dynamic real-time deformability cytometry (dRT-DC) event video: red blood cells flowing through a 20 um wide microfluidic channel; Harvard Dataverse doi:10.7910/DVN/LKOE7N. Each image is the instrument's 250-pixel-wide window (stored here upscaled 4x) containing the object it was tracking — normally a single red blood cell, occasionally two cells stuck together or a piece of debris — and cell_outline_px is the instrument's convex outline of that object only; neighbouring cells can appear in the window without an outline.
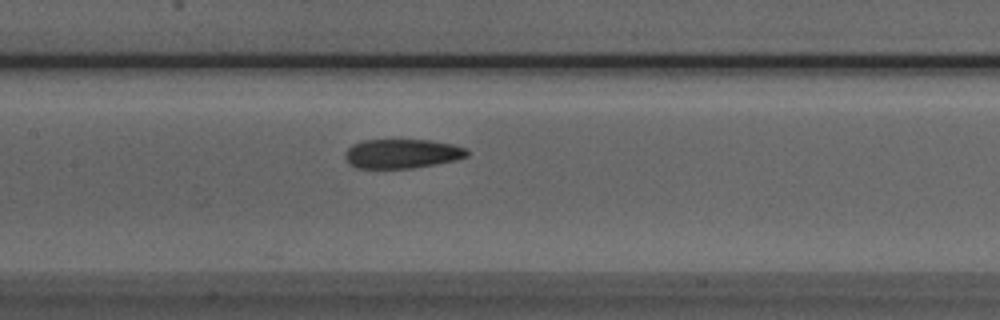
{"species": "Egyptian fruit bat (a non-hibernating species)", "species_latin": "Rousettus aegyptiacus", "temperature_condition": "room temperature", "stored_images_in_passage": 35, "camera_frame_rate_fps": 3000, "um_per_image_px": 0.085, "animal": {"sex": "male"}, "frame": {"image": 1, "passage_image": 13, "time_ms": 4.0, "image_size_px": [1000, 320], "cell_outline_px": [[468, 156], [456, 160], [412, 168], [356, 168], [348, 164], [344, 156], [344, 152], [352, 144], [364, 140], [432, 140], [452, 144], [464, 148], [468, 152]], "centroid_in_image_um": [34.13, 13.06], "position_along_channel_um": 173.3, "area_um2": 20.87}}
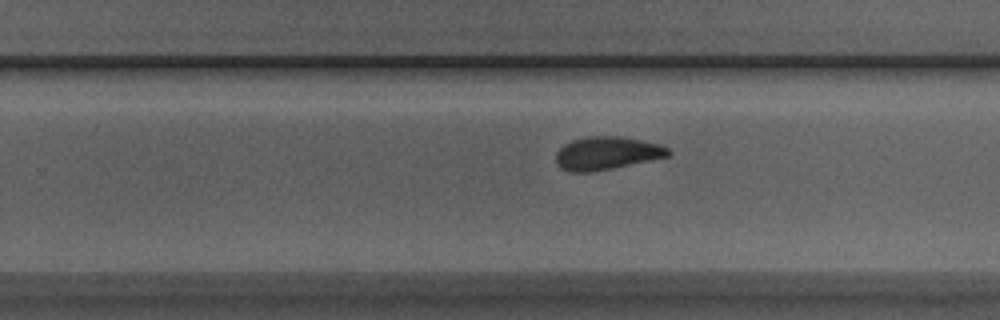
{"frame": {"image": 2, "passage_image": 21, "time_ms": 6.667, "image_size_px": [1000, 320], "cell_outline_px": [[672, 152], [668, 156], [612, 168], [588, 172], [568, 172], [560, 168], [556, 164], [556, 152], [564, 144], [572, 140], [584, 136], [620, 136], [660, 144], [668, 148]], "centroid_in_image_um": [51.53, 13.01], "position_along_channel_um": 278.3, "area_um2": 21.62}}
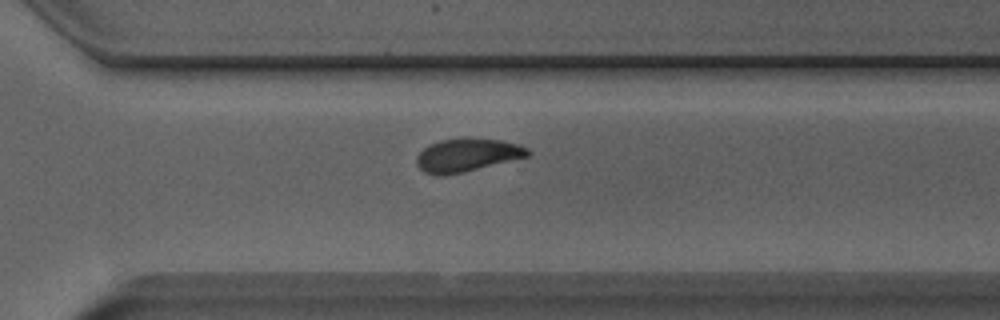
{"frame": {"image": 3, "passage_image": 25, "time_ms": 8.0, "image_size_px": [1000, 320], "cell_outline_px": [[532, 152], [528, 156], [464, 172], [444, 176], [436, 176], [424, 172], [416, 164], [416, 156], [424, 148], [440, 140], [464, 136], [468, 136], [500, 140], [520, 144], [528, 148]], "centroid_in_image_um": [39.7, 13.16], "position_along_channel_um": 330.9, "area_um2": 21.91}, "authors_computed_cell_mechanics": {"area_um2": 21.7906, "velocity_mm_per_s": 3.949, "shape_relaxation_time_tau1_ms": 4.6495, "shape_relaxation_time_tau2_ms": 2.8235, "deformation_change_tau1": 0.1365, "deformation_change_tau2": 0.0856}}